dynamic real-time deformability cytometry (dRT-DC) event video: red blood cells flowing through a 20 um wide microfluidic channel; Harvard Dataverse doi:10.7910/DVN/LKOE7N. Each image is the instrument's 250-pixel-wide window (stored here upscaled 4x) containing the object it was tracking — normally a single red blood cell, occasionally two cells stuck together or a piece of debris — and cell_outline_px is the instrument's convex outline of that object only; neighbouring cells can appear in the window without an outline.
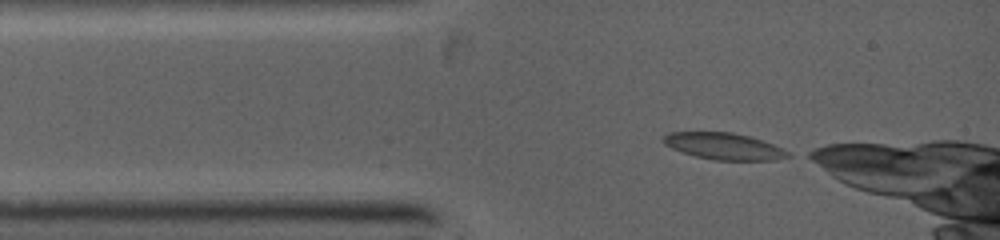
{"species": "common noctule bat (a hibernating species)", "species_latin": "Nyctalus noctula", "temperature_condition": "warm", "stored_images_in_passage": 59, "camera_frame_rate_fps": 5000, "um_per_image_px": 0.085, "animal": {"sex": "female", "body_mass_g": 19.0, "forearm_length_mm": 53.3}, "frame": {"image": 1, "passage_image": 1, "time_ms": 0.0, "image_size_px": [1000, 240], "cell_outline_px": [[792, 156], [776, 160], [716, 160], [696, 156], [672, 148], [664, 144], [664, 136], [668, 132], [732, 132], [748, 136], [772, 144], [788, 152]], "centroid_in_image_um": [61.53, 12.43], "position_along_channel_um": 23.5, "area_um2": 19.02}}
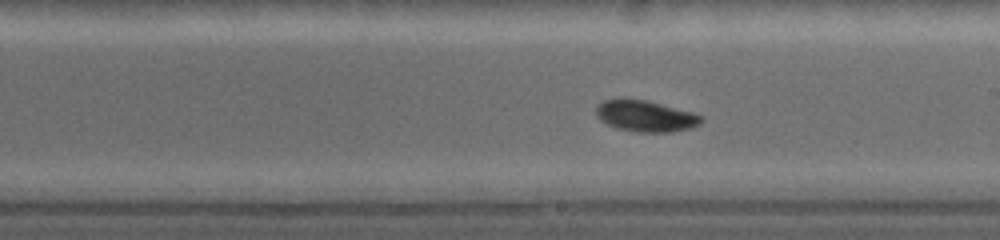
{"frame": {"image": 2, "passage_image": 26, "time_ms": 5.0, "image_size_px": [1000, 240], "cell_outline_px": [[704, 120], [700, 124], [688, 128], [672, 132], [640, 132], [616, 128], [600, 120], [596, 116], [596, 108], [604, 100], [620, 96], [624, 96], [648, 100], [692, 112], [700, 116]], "centroid_in_image_um": [54.82, 9.83], "position_along_channel_um": 234.2, "area_um2": 19.48}}
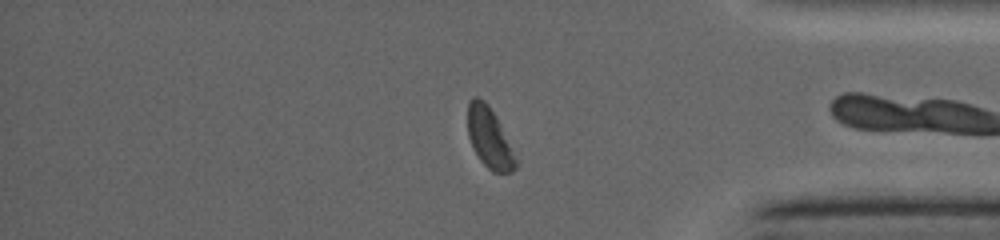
{"frame": {"image": 3, "passage_image": 47, "time_ms": 8.8, "image_size_px": [1000, 240], "cell_outline_px": [[516, 168], [512, 172], [492, 172], [480, 160], [472, 148], [468, 136], [468, 104], [472, 96], [476, 96], [484, 100], [488, 104], [496, 116], [516, 160]], "centroid_in_image_um": [41.55, 11.7], "position_along_channel_um": 393.6, "area_um2": 16.59}}